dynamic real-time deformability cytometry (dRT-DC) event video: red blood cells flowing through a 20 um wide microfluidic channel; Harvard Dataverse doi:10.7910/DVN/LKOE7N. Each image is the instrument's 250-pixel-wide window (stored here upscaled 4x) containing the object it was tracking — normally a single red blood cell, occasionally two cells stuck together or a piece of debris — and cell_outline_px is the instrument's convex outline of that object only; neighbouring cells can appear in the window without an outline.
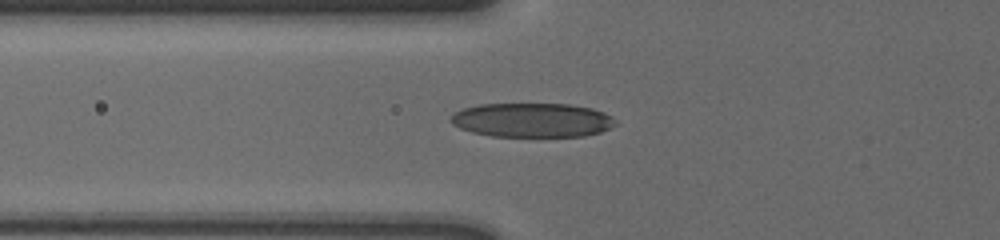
{"species": "human", "species_latin": "Homo sapiens", "temperature_condition": "cold", "stored_images_in_passage": 37, "camera_frame_rate_fps": 3000, "um_per_image_px": 0.085, "donor": {"sex": "male"}, "frame": {"image": 1, "passage_image": 2, "time_ms": 0.333, "image_size_px": [1000, 240], "cell_outline_px": [[616, 124], [600, 132], [584, 136], [492, 136], [472, 132], [460, 128], [452, 124], [452, 116], [456, 112], [464, 108], [480, 104], [568, 104], [592, 108], [604, 112], [612, 116]], "centroid_in_image_um": [45.25, 10.2], "position_along_channel_um": 80.6, "area_um2": 32.6}}
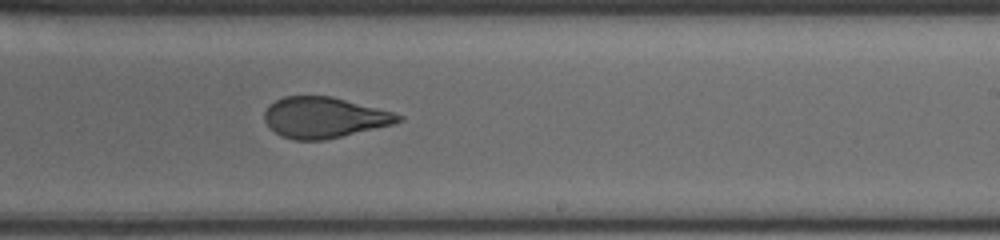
{"frame": {"image": 2, "passage_image": 17, "time_ms": 5.333, "image_size_px": [1000, 240], "cell_outline_px": [[404, 120], [392, 124], [324, 140], [292, 140], [280, 136], [264, 120], [264, 112], [276, 100], [284, 96], [332, 96], [392, 112], [404, 116]], "centroid_in_image_um": [27.55, 9.99], "position_along_channel_um": 261.5, "area_um2": 31.44}}
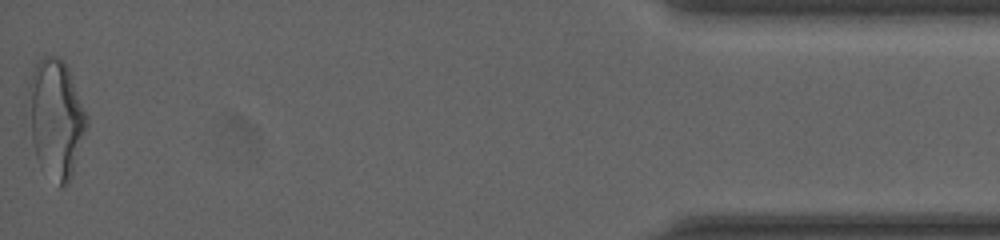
{"frame": {"image": 3, "passage_image": 37, "time_ms": 12.0, "image_size_px": [1000, 240], "cell_outline_px": [[88, 124], [72, 176], [68, 184], [64, 188], [60, 188], [40, 168], [36, 156], [32, 140], [28, 84], [32, 72], [36, 64], [44, 56], [56, 56], [64, 60], [68, 68], [88, 116]], "centroid_in_image_um": [4.77, 10.12], "position_along_channel_um": 430.4, "area_um2": 40.23}, "authors_computed_cell_mechanics": {"area_um2": 32.657, "velocity_mm_per_s": 3.6182, "shape_relaxation_time_tau1_ms": 5.6913, "shape_relaxation_time_tau2_ms": 1.1599, "deformation_change_tau1": 0.1722, "deformation_change_tau2": 0.0744}}